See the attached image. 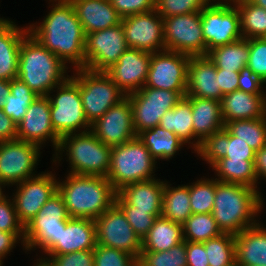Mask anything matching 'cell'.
I'll use <instances>...</instances> for the list:
<instances>
[{
  "mask_svg": "<svg viewBox=\"0 0 266 266\" xmlns=\"http://www.w3.org/2000/svg\"><path fill=\"white\" fill-rule=\"evenodd\" d=\"M31 35L63 63L70 60L85 68L86 35L69 0H60Z\"/></svg>",
  "mask_w": 266,
  "mask_h": 266,
  "instance_id": "1",
  "label": "cell"
},
{
  "mask_svg": "<svg viewBox=\"0 0 266 266\" xmlns=\"http://www.w3.org/2000/svg\"><path fill=\"white\" fill-rule=\"evenodd\" d=\"M70 218L97 219L114 203L117 192L106 177L69 174L67 182L58 183Z\"/></svg>",
  "mask_w": 266,
  "mask_h": 266,
  "instance_id": "2",
  "label": "cell"
},
{
  "mask_svg": "<svg viewBox=\"0 0 266 266\" xmlns=\"http://www.w3.org/2000/svg\"><path fill=\"white\" fill-rule=\"evenodd\" d=\"M258 192L246 185L216 182L212 215L222 233L238 234L255 225L252 215L262 205Z\"/></svg>",
  "mask_w": 266,
  "mask_h": 266,
  "instance_id": "3",
  "label": "cell"
},
{
  "mask_svg": "<svg viewBox=\"0 0 266 266\" xmlns=\"http://www.w3.org/2000/svg\"><path fill=\"white\" fill-rule=\"evenodd\" d=\"M29 37L20 45L17 77L36 95L49 96V90L62 80L64 63L32 35Z\"/></svg>",
  "mask_w": 266,
  "mask_h": 266,
  "instance_id": "4",
  "label": "cell"
},
{
  "mask_svg": "<svg viewBox=\"0 0 266 266\" xmlns=\"http://www.w3.org/2000/svg\"><path fill=\"white\" fill-rule=\"evenodd\" d=\"M154 161L149 150L135 137L111 147L107 179L116 192L128 184L151 180Z\"/></svg>",
  "mask_w": 266,
  "mask_h": 266,
  "instance_id": "5",
  "label": "cell"
},
{
  "mask_svg": "<svg viewBox=\"0 0 266 266\" xmlns=\"http://www.w3.org/2000/svg\"><path fill=\"white\" fill-rule=\"evenodd\" d=\"M67 134L60 138L58 148L69 144V160L72 174L89 176H108L111 146L101 142L91 131L80 134ZM70 138V139H69ZM72 138V140H71ZM70 142H67L69 141Z\"/></svg>",
  "mask_w": 266,
  "mask_h": 266,
  "instance_id": "6",
  "label": "cell"
},
{
  "mask_svg": "<svg viewBox=\"0 0 266 266\" xmlns=\"http://www.w3.org/2000/svg\"><path fill=\"white\" fill-rule=\"evenodd\" d=\"M78 70L80 76L75 79L79 82L83 110L87 121L93 124L108 109L124 100L126 95L124 97L123 91L105 72L86 68Z\"/></svg>",
  "mask_w": 266,
  "mask_h": 266,
  "instance_id": "7",
  "label": "cell"
},
{
  "mask_svg": "<svg viewBox=\"0 0 266 266\" xmlns=\"http://www.w3.org/2000/svg\"><path fill=\"white\" fill-rule=\"evenodd\" d=\"M70 218L62 195L57 191L24 227L26 249L39 245L48 253L58 242L61 229Z\"/></svg>",
  "mask_w": 266,
  "mask_h": 266,
  "instance_id": "8",
  "label": "cell"
},
{
  "mask_svg": "<svg viewBox=\"0 0 266 266\" xmlns=\"http://www.w3.org/2000/svg\"><path fill=\"white\" fill-rule=\"evenodd\" d=\"M126 96L132 107L133 127L137 135L158 126L166 111L173 109L182 98L176 91L142 86Z\"/></svg>",
  "mask_w": 266,
  "mask_h": 266,
  "instance_id": "9",
  "label": "cell"
},
{
  "mask_svg": "<svg viewBox=\"0 0 266 266\" xmlns=\"http://www.w3.org/2000/svg\"><path fill=\"white\" fill-rule=\"evenodd\" d=\"M166 50L189 56L208 55L200 11L163 18Z\"/></svg>",
  "mask_w": 266,
  "mask_h": 266,
  "instance_id": "10",
  "label": "cell"
},
{
  "mask_svg": "<svg viewBox=\"0 0 266 266\" xmlns=\"http://www.w3.org/2000/svg\"><path fill=\"white\" fill-rule=\"evenodd\" d=\"M74 78L63 77L57 97L49 98L51 124L60 137L72 134L80 126L91 127L83 110L79 82Z\"/></svg>",
  "mask_w": 266,
  "mask_h": 266,
  "instance_id": "11",
  "label": "cell"
},
{
  "mask_svg": "<svg viewBox=\"0 0 266 266\" xmlns=\"http://www.w3.org/2000/svg\"><path fill=\"white\" fill-rule=\"evenodd\" d=\"M94 221L97 244L115 248L136 259L139 258L142 240L133 231L125 213L116 203Z\"/></svg>",
  "mask_w": 266,
  "mask_h": 266,
  "instance_id": "12",
  "label": "cell"
},
{
  "mask_svg": "<svg viewBox=\"0 0 266 266\" xmlns=\"http://www.w3.org/2000/svg\"><path fill=\"white\" fill-rule=\"evenodd\" d=\"M200 16L207 52L215 47L243 38L240 13L238 9L231 7L228 3L220 2L208 5L200 11Z\"/></svg>",
  "mask_w": 266,
  "mask_h": 266,
  "instance_id": "13",
  "label": "cell"
},
{
  "mask_svg": "<svg viewBox=\"0 0 266 266\" xmlns=\"http://www.w3.org/2000/svg\"><path fill=\"white\" fill-rule=\"evenodd\" d=\"M128 49L122 23L86 34L85 68L105 72Z\"/></svg>",
  "mask_w": 266,
  "mask_h": 266,
  "instance_id": "14",
  "label": "cell"
},
{
  "mask_svg": "<svg viewBox=\"0 0 266 266\" xmlns=\"http://www.w3.org/2000/svg\"><path fill=\"white\" fill-rule=\"evenodd\" d=\"M190 56L174 51L151 53L150 67L145 87L178 92L186 96Z\"/></svg>",
  "mask_w": 266,
  "mask_h": 266,
  "instance_id": "15",
  "label": "cell"
},
{
  "mask_svg": "<svg viewBox=\"0 0 266 266\" xmlns=\"http://www.w3.org/2000/svg\"><path fill=\"white\" fill-rule=\"evenodd\" d=\"M39 146L21 140L0 142V181L18 183L30 178Z\"/></svg>",
  "mask_w": 266,
  "mask_h": 266,
  "instance_id": "16",
  "label": "cell"
},
{
  "mask_svg": "<svg viewBox=\"0 0 266 266\" xmlns=\"http://www.w3.org/2000/svg\"><path fill=\"white\" fill-rule=\"evenodd\" d=\"M132 117V107L126 96L91 124L94 128L92 133L105 145L112 147L124 144L137 137Z\"/></svg>",
  "mask_w": 266,
  "mask_h": 266,
  "instance_id": "17",
  "label": "cell"
},
{
  "mask_svg": "<svg viewBox=\"0 0 266 266\" xmlns=\"http://www.w3.org/2000/svg\"><path fill=\"white\" fill-rule=\"evenodd\" d=\"M152 12L155 10L122 18L128 48L155 53L156 47H163L166 51L163 18L159 15L156 20Z\"/></svg>",
  "mask_w": 266,
  "mask_h": 266,
  "instance_id": "18",
  "label": "cell"
},
{
  "mask_svg": "<svg viewBox=\"0 0 266 266\" xmlns=\"http://www.w3.org/2000/svg\"><path fill=\"white\" fill-rule=\"evenodd\" d=\"M20 182L15 196V210L24 227L38 214L43 205L58 191V183L49 173Z\"/></svg>",
  "mask_w": 266,
  "mask_h": 266,
  "instance_id": "19",
  "label": "cell"
},
{
  "mask_svg": "<svg viewBox=\"0 0 266 266\" xmlns=\"http://www.w3.org/2000/svg\"><path fill=\"white\" fill-rule=\"evenodd\" d=\"M150 61V52L128 48L105 73L124 93L129 91L128 95L137 92L139 85L146 83Z\"/></svg>",
  "mask_w": 266,
  "mask_h": 266,
  "instance_id": "20",
  "label": "cell"
},
{
  "mask_svg": "<svg viewBox=\"0 0 266 266\" xmlns=\"http://www.w3.org/2000/svg\"><path fill=\"white\" fill-rule=\"evenodd\" d=\"M48 137L53 140L57 149L61 137L51 124L49 97L38 96L17 125V139L39 145Z\"/></svg>",
  "mask_w": 266,
  "mask_h": 266,
  "instance_id": "21",
  "label": "cell"
},
{
  "mask_svg": "<svg viewBox=\"0 0 266 266\" xmlns=\"http://www.w3.org/2000/svg\"><path fill=\"white\" fill-rule=\"evenodd\" d=\"M185 97L221 101L223 95L217 78V69L208 55L190 56Z\"/></svg>",
  "mask_w": 266,
  "mask_h": 266,
  "instance_id": "22",
  "label": "cell"
},
{
  "mask_svg": "<svg viewBox=\"0 0 266 266\" xmlns=\"http://www.w3.org/2000/svg\"><path fill=\"white\" fill-rule=\"evenodd\" d=\"M164 185L155 179L128 184L117 191L115 203L133 206L150 215H161Z\"/></svg>",
  "mask_w": 266,
  "mask_h": 266,
  "instance_id": "23",
  "label": "cell"
},
{
  "mask_svg": "<svg viewBox=\"0 0 266 266\" xmlns=\"http://www.w3.org/2000/svg\"><path fill=\"white\" fill-rule=\"evenodd\" d=\"M197 152L213 165L221 158L254 160L255 151L243 140L231 135L225 128L205 138Z\"/></svg>",
  "mask_w": 266,
  "mask_h": 266,
  "instance_id": "24",
  "label": "cell"
},
{
  "mask_svg": "<svg viewBox=\"0 0 266 266\" xmlns=\"http://www.w3.org/2000/svg\"><path fill=\"white\" fill-rule=\"evenodd\" d=\"M86 34L121 24L110 0H69Z\"/></svg>",
  "mask_w": 266,
  "mask_h": 266,
  "instance_id": "25",
  "label": "cell"
},
{
  "mask_svg": "<svg viewBox=\"0 0 266 266\" xmlns=\"http://www.w3.org/2000/svg\"><path fill=\"white\" fill-rule=\"evenodd\" d=\"M96 244V225L93 219L68 218L66 228L61 229L59 234V242L48 253L68 254L93 250Z\"/></svg>",
  "mask_w": 266,
  "mask_h": 266,
  "instance_id": "26",
  "label": "cell"
},
{
  "mask_svg": "<svg viewBox=\"0 0 266 266\" xmlns=\"http://www.w3.org/2000/svg\"><path fill=\"white\" fill-rule=\"evenodd\" d=\"M235 90L220 101L224 122L241 119H257L266 115V97Z\"/></svg>",
  "mask_w": 266,
  "mask_h": 266,
  "instance_id": "27",
  "label": "cell"
},
{
  "mask_svg": "<svg viewBox=\"0 0 266 266\" xmlns=\"http://www.w3.org/2000/svg\"><path fill=\"white\" fill-rule=\"evenodd\" d=\"M235 261L240 266H266V230L255 224L235 235Z\"/></svg>",
  "mask_w": 266,
  "mask_h": 266,
  "instance_id": "28",
  "label": "cell"
},
{
  "mask_svg": "<svg viewBox=\"0 0 266 266\" xmlns=\"http://www.w3.org/2000/svg\"><path fill=\"white\" fill-rule=\"evenodd\" d=\"M191 103L194 136H199V144L213 133L224 128L220 102L213 99L186 97Z\"/></svg>",
  "mask_w": 266,
  "mask_h": 266,
  "instance_id": "29",
  "label": "cell"
},
{
  "mask_svg": "<svg viewBox=\"0 0 266 266\" xmlns=\"http://www.w3.org/2000/svg\"><path fill=\"white\" fill-rule=\"evenodd\" d=\"M11 23L0 26V80L8 81L17 78L20 45L26 34Z\"/></svg>",
  "mask_w": 266,
  "mask_h": 266,
  "instance_id": "30",
  "label": "cell"
},
{
  "mask_svg": "<svg viewBox=\"0 0 266 266\" xmlns=\"http://www.w3.org/2000/svg\"><path fill=\"white\" fill-rule=\"evenodd\" d=\"M183 225L162 216L157 217L142 240L141 251H168L184 241Z\"/></svg>",
  "mask_w": 266,
  "mask_h": 266,
  "instance_id": "31",
  "label": "cell"
},
{
  "mask_svg": "<svg viewBox=\"0 0 266 266\" xmlns=\"http://www.w3.org/2000/svg\"><path fill=\"white\" fill-rule=\"evenodd\" d=\"M208 57L214 62L216 69L239 72L248 64L249 39L243 38L213 48L208 52Z\"/></svg>",
  "mask_w": 266,
  "mask_h": 266,
  "instance_id": "32",
  "label": "cell"
},
{
  "mask_svg": "<svg viewBox=\"0 0 266 266\" xmlns=\"http://www.w3.org/2000/svg\"><path fill=\"white\" fill-rule=\"evenodd\" d=\"M137 137L155 160L159 157L162 159L170 158L184 143L175 133L165 130L159 125L140 132Z\"/></svg>",
  "mask_w": 266,
  "mask_h": 266,
  "instance_id": "33",
  "label": "cell"
},
{
  "mask_svg": "<svg viewBox=\"0 0 266 266\" xmlns=\"http://www.w3.org/2000/svg\"><path fill=\"white\" fill-rule=\"evenodd\" d=\"M192 120L191 103L186 97H182L173 109L167 110L161 117L159 126L172 131L180 140L187 143L188 139L194 136Z\"/></svg>",
  "mask_w": 266,
  "mask_h": 266,
  "instance_id": "34",
  "label": "cell"
},
{
  "mask_svg": "<svg viewBox=\"0 0 266 266\" xmlns=\"http://www.w3.org/2000/svg\"><path fill=\"white\" fill-rule=\"evenodd\" d=\"M253 162L254 160L221 158L212 166L221 174L220 177L222 180L217 181L246 185L255 189L254 185L257 177Z\"/></svg>",
  "mask_w": 266,
  "mask_h": 266,
  "instance_id": "35",
  "label": "cell"
},
{
  "mask_svg": "<svg viewBox=\"0 0 266 266\" xmlns=\"http://www.w3.org/2000/svg\"><path fill=\"white\" fill-rule=\"evenodd\" d=\"M191 215L189 186L168 189L164 185L161 216L183 224Z\"/></svg>",
  "mask_w": 266,
  "mask_h": 266,
  "instance_id": "36",
  "label": "cell"
},
{
  "mask_svg": "<svg viewBox=\"0 0 266 266\" xmlns=\"http://www.w3.org/2000/svg\"><path fill=\"white\" fill-rule=\"evenodd\" d=\"M224 128L245 141L255 152L266 145V115L257 119H241L226 122Z\"/></svg>",
  "mask_w": 266,
  "mask_h": 266,
  "instance_id": "37",
  "label": "cell"
},
{
  "mask_svg": "<svg viewBox=\"0 0 266 266\" xmlns=\"http://www.w3.org/2000/svg\"><path fill=\"white\" fill-rule=\"evenodd\" d=\"M38 97L27 84L18 77L10 80V94L2 110L18 125L25 115L29 105Z\"/></svg>",
  "mask_w": 266,
  "mask_h": 266,
  "instance_id": "38",
  "label": "cell"
},
{
  "mask_svg": "<svg viewBox=\"0 0 266 266\" xmlns=\"http://www.w3.org/2000/svg\"><path fill=\"white\" fill-rule=\"evenodd\" d=\"M238 2L241 29L247 39L266 37V9L251 3L249 0H234Z\"/></svg>",
  "mask_w": 266,
  "mask_h": 266,
  "instance_id": "39",
  "label": "cell"
},
{
  "mask_svg": "<svg viewBox=\"0 0 266 266\" xmlns=\"http://www.w3.org/2000/svg\"><path fill=\"white\" fill-rule=\"evenodd\" d=\"M204 243L209 266H228L235 261V235L221 233Z\"/></svg>",
  "mask_w": 266,
  "mask_h": 266,
  "instance_id": "40",
  "label": "cell"
},
{
  "mask_svg": "<svg viewBox=\"0 0 266 266\" xmlns=\"http://www.w3.org/2000/svg\"><path fill=\"white\" fill-rule=\"evenodd\" d=\"M182 225L183 232L188 235H183L185 241L203 243L222 233L212 213L192 214Z\"/></svg>",
  "mask_w": 266,
  "mask_h": 266,
  "instance_id": "41",
  "label": "cell"
},
{
  "mask_svg": "<svg viewBox=\"0 0 266 266\" xmlns=\"http://www.w3.org/2000/svg\"><path fill=\"white\" fill-rule=\"evenodd\" d=\"M137 262L141 266H187L186 241L173 246L168 251H141Z\"/></svg>",
  "mask_w": 266,
  "mask_h": 266,
  "instance_id": "42",
  "label": "cell"
},
{
  "mask_svg": "<svg viewBox=\"0 0 266 266\" xmlns=\"http://www.w3.org/2000/svg\"><path fill=\"white\" fill-rule=\"evenodd\" d=\"M217 181H199L189 186L192 214L212 213Z\"/></svg>",
  "mask_w": 266,
  "mask_h": 266,
  "instance_id": "43",
  "label": "cell"
},
{
  "mask_svg": "<svg viewBox=\"0 0 266 266\" xmlns=\"http://www.w3.org/2000/svg\"><path fill=\"white\" fill-rule=\"evenodd\" d=\"M209 0H156L155 12L162 18L201 11Z\"/></svg>",
  "mask_w": 266,
  "mask_h": 266,
  "instance_id": "44",
  "label": "cell"
},
{
  "mask_svg": "<svg viewBox=\"0 0 266 266\" xmlns=\"http://www.w3.org/2000/svg\"><path fill=\"white\" fill-rule=\"evenodd\" d=\"M94 266H132L137 259L115 248L96 244L93 249Z\"/></svg>",
  "mask_w": 266,
  "mask_h": 266,
  "instance_id": "45",
  "label": "cell"
},
{
  "mask_svg": "<svg viewBox=\"0 0 266 266\" xmlns=\"http://www.w3.org/2000/svg\"><path fill=\"white\" fill-rule=\"evenodd\" d=\"M247 67L263 82H266V37L249 38Z\"/></svg>",
  "mask_w": 266,
  "mask_h": 266,
  "instance_id": "46",
  "label": "cell"
},
{
  "mask_svg": "<svg viewBox=\"0 0 266 266\" xmlns=\"http://www.w3.org/2000/svg\"><path fill=\"white\" fill-rule=\"evenodd\" d=\"M125 213L126 218L133 228V231L139 236L141 240L148 234L149 229L153 226V223L157 217L161 215H150L147 211L135 210L130 205H118Z\"/></svg>",
  "mask_w": 266,
  "mask_h": 266,
  "instance_id": "47",
  "label": "cell"
},
{
  "mask_svg": "<svg viewBox=\"0 0 266 266\" xmlns=\"http://www.w3.org/2000/svg\"><path fill=\"white\" fill-rule=\"evenodd\" d=\"M53 259L40 262L44 266H94L93 250L75 251L68 254H50Z\"/></svg>",
  "mask_w": 266,
  "mask_h": 266,
  "instance_id": "48",
  "label": "cell"
},
{
  "mask_svg": "<svg viewBox=\"0 0 266 266\" xmlns=\"http://www.w3.org/2000/svg\"><path fill=\"white\" fill-rule=\"evenodd\" d=\"M110 3L122 18L156 10V0H110Z\"/></svg>",
  "mask_w": 266,
  "mask_h": 266,
  "instance_id": "49",
  "label": "cell"
},
{
  "mask_svg": "<svg viewBox=\"0 0 266 266\" xmlns=\"http://www.w3.org/2000/svg\"><path fill=\"white\" fill-rule=\"evenodd\" d=\"M0 231L24 233V225L18 219L15 205L7 202V199L0 202Z\"/></svg>",
  "mask_w": 266,
  "mask_h": 266,
  "instance_id": "50",
  "label": "cell"
},
{
  "mask_svg": "<svg viewBox=\"0 0 266 266\" xmlns=\"http://www.w3.org/2000/svg\"><path fill=\"white\" fill-rule=\"evenodd\" d=\"M262 83L264 82L247 66L239 71L238 90L250 94H261L259 89Z\"/></svg>",
  "mask_w": 266,
  "mask_h": 266,
  "instance_id": "51",
  "label": "cell"
},
{
  "mask_svg": "<svg viewBox=\"0 0 266 266\" xmlns=\"http://www.w3.org/2000/svg\"><path fill=\"white\" fill-rule=\"evenodd\" d=\"M187 266H209L204 243L186 241Z\"/></svg>",
  "mask_w": 266,
  "mask_h": 266,
  "instance_id": "52",
  "label": "cell"
},
{
  "mask_svg": "<svg viewBox=\"0 0 266 266\" xmlns=\"http://www.w3.org/2000/svg\"><path fill=\"white\" fill-rule=\"evenodd\" d=\"M217 78L223 96L238 90L239 72L217 69Z\"/></svg>",
  "mask_w": 266,
  "mask_h": 266,
  "instance_id": "53",
  "label": "cell"
},
{
  "mask_svg": "<svg viewBox=\"0 0 266 266\" xmlns=\"http://www.w3.org/2000/svg\"><path fill=\"white\" fill-rule=\"evenodd\" d=\"M17 139V125L0 109V142Z\"/></svg>",
  "mask_w": 266,
  "mask_h": 266,
  "instance_id": "54",
  "label": "cell"
},
{
  "mask_svg": "<svg viewBox=\"0 0 266 266\" xmlns=\"http://www.w3.org/2000/svg\"><path fill=\"white\" fill-rule=\"evenodd\" d=\"M253 163L256 177L259 175L266 177V145L255 152Z\"/></svg>",
  "mask_w": 266,
  "mask_h": 266,
  "instance_id": "55",
  "label": "cell"
},
{
  "mask_svg": "<svg viewBox=\"0 0 266 266\" xmlns=\"http://www.w3.org/2000/svg\"><path fill=\"white\" fill-rule=\"evenodd\" d=\"M18 237V233L0 231V257L11 250Z\"/></svg>",
  "mask_w": 266,
  "mask_h": 266,
  "instance_id": "56",
  "label": "cell"
},
{
  "mask_svg": "<svg viewBox=\"0 0 266 266\" xmlns=\"http://www.w3.org/2000/svg\"><path fill=\"white\" fill-rule=\"evenodd\" d=\"M10 94V81L0 80V109L6 103V98Z\"/></svg>",
  "mask_w": 266,
  "mask_h": 266,
  "instance_id": "57",
  "label": "cell"
},
{
  "mask_svg": "<svg viewBox=\"0 0 266 266\" xmlns=\"http://www.w3.org/2000/svg\"><path fill=\"white\" fill-rule=\"evenodd\" d=\"M251 3L266 9V0H249Z\"/></svg>",
  "mask_w": 266,
  "mask_h": 266,
  "instance_id": "58",
  "label": "cell"
},
{
  "mask_svg": "<svg viewBox=\"0 0 266 266\" xmlns=\"http://www.w3.org/2000/svg\"><path fill=\"white\" fill-rule=\"evenodd\" d=\"M2 183L5 184L4 182H1V181H0V185H1ZM1 190H2V189H1V187H0V202L6 200L5 196L2 195V191H1Z\"/></svg>",
  "mask_w": 266,
  "mask_h": 266,
  "instance_id": "59",
  "label": "cell"
},
{
  "mask_svg": "<svg viewBox=\"0 0 266 266\" xmlns=\"http://www.w3.org/2000/svg\"><path fill=\"white\" fill-rule=\"evenodd\" d=\"M228 266H240L236 261H234L233 263H231L230 265Z\"/></svg>",
  "mask_w": 266,
  "mask_h": 266,
  "instance_id": "60",
  "label": "cell"
},
{
  "mask_svg": "<svg viewBox=\"0 0 266 266\" xmlns=\"http://www.w3.org/2000/svg\"><path fill=\"white\" fill-rule=\"evenodd\" d=\"M7 20H2V19H0V26L4 23V22H6Z\"/></svg>",
  "mask_w": 266,
  "mask_h": 266,
  "instance_id": "61",
  "label": "cell"
},
{
  "mask_svg": "<svg viewBox=\"0 0 266 266\" xmlns=\"http://www.w3.org/2000/svg\"><path fill=\"white\" fill-rule=\"evenodd\" d=\"M132 266H141L138 262H136L135 264H133Z\"/></svg>",
  "mask_w": 266,
  "mask_h": 266,
  "instance_id": "62",
  "label": "cell"
}]
</instances>
